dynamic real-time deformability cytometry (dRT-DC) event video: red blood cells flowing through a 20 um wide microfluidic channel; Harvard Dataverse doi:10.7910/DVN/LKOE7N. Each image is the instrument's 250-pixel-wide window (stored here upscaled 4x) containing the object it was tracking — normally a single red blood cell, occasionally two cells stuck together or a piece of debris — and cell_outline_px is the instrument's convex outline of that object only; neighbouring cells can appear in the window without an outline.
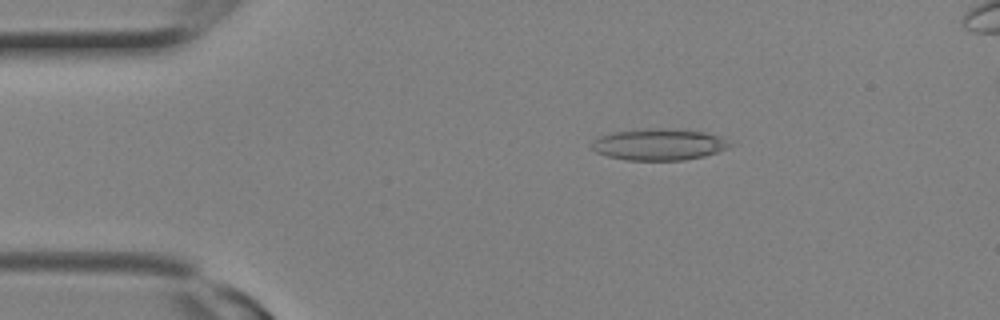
{"species": "Egyptian fruit bat (a non-hibernating species)", "species_latin": "Rousettus aegyptiacus", "temperature_condition": "room temperature", "stored_images_in_passage": 11, "camera_frame_rate_fps": 3000, "um_per_image_px": 0.085, "animal": {"sex": "female"}, "frame": {"image": 1, "passage_image": 1, "time_ms": 0.0, "image_size_px": [1000, 320], "cell_outline_px": [[736, 144], [728, 148], [704, 156], [684, 160], [628, 160], [608, 156], [596, 152], [592, 148], [592, 140], [600, 136], [612, 132], [644, 128], [672, 128], [704, 132], [720, 136]], "centroid_in_image_um": [56.04, 12.26], "position_along_channel_um": 29.0, "area_um2": 25.61}}
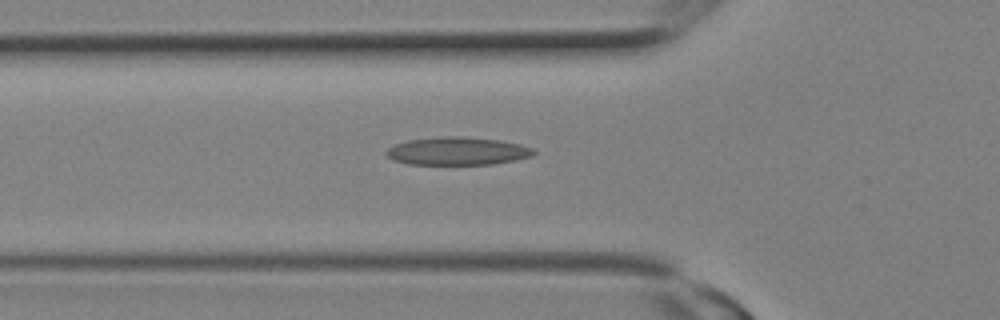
{"frame": {"image": 2, "passage_image": 5, "time_ms": 1.333, "image_size_px": [1000, 320], "cell_outline_px": [[536, 152], [532, 156], [492, 164], [408, 164], [392, 160], [384, 152], [388, 148], [396, 144], [408, 140], [444, 136], [460, 136], [500, 140], [520, 144], [532, 148]], "centroid_in_image_um": [38.86, 12.84], "position_along_channel_um": 86.9, "area_um2": 23.87}}
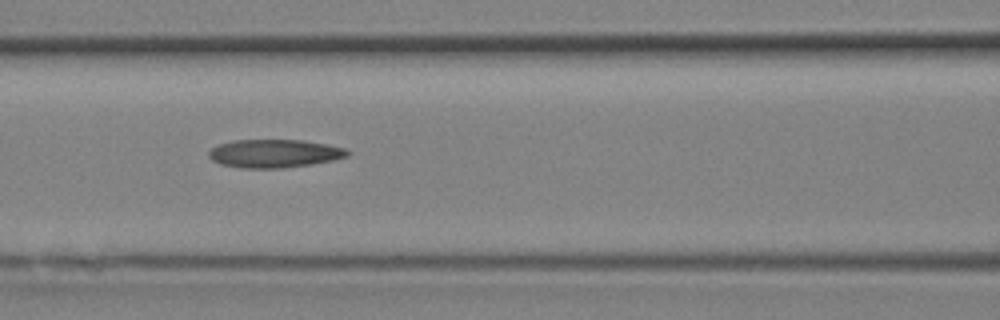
{"frame": {"image": 3, "passage_image": 7, "time_ms": 2.0, "image_size_px": [1000, 320], "cell_outline_px": [[352, 152], [348, 156], [332, 160], [312, 164], [280, 168], [240, 168], [220, 164], [212, 160], [208, 156], [208, 152], [216, 144], [232, 140], [304, 140], [328, 144], [348, 148]], "centroid_in_image_um": [23.33, 13.04], "position_along_channel_um": 143.3, "area_um2": 23.12}}